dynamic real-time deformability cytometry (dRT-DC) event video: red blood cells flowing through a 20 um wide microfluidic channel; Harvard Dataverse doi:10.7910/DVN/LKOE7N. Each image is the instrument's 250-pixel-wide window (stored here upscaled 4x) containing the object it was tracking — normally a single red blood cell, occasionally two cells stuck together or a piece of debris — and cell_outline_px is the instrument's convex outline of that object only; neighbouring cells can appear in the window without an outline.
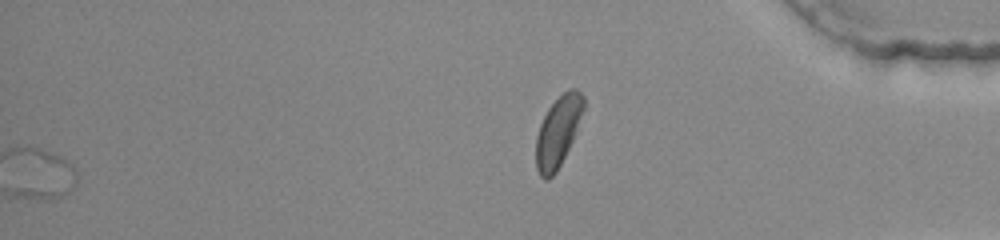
{"species": "common noctule bat (a hibernating species)", "species_latin": "Nyctalus noctula", "temperature_condition": "warm", "stored_images_in_passage": 55, "segment_of_instrument_passage": [3, 3], "camera_frame_rate_fps": 3000, "um_per_image_px": 0.085, "animal": {"sex": "female", "body_mass_g": 22.0, "forearm_length_mm": 56.7}, "frame": {"image": 1, "passage_image": 55, "time_ms": 18.0, "image_size_px": [1000, 240], "cell_outline_px": [[584, 108], [572, 140], [556, 172], [548, 180], [544, 180], [540, 176], [536, 168], [536, 136], [540, 124], [548, 108], [568, 88], [576, 88], [584, 96]], "centroid_in_image_um": [47.41, 11.18], "position_along_channel_um": 387.8, "area_um2": 19.25}}